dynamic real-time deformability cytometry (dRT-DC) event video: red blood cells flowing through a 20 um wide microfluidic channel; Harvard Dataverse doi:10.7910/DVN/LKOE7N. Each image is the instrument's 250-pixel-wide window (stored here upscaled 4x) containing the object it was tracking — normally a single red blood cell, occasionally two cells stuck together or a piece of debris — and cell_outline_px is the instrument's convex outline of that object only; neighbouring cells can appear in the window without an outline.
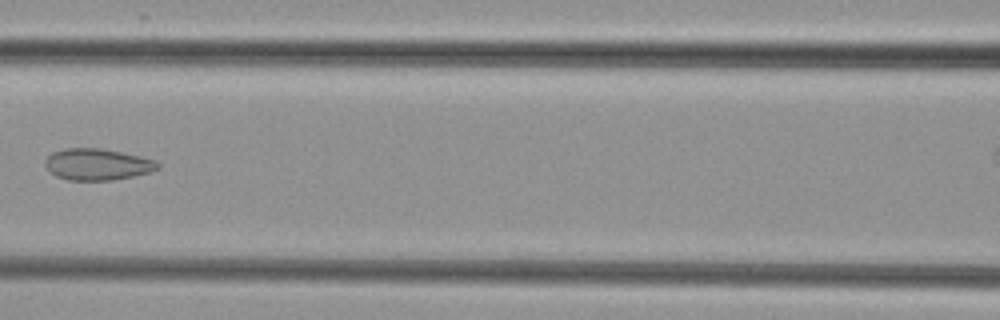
{"species": "common noctule bat (a hibernating species)", "species_latin": "Nyctalus noctula", "temperature_condition": "cold", "stored_images_in_passage": 5, "camera_frame_rate_fps": 3000, "um_per_image_px": 0.085, "animal": {"sex": "female", "body_mass_g": 29.2, "forearm_length_mm": 56.3}, "frame": {"image": 1, "passage_image": 4, "time_ms": 3.667, "image_size_px": [1000, 320], "cell_outline_px": [[160, 168], [152, 172], [112, 180], [68, 180], [56, 176], [48, 172], [44, 164], [44, 160], [52, 152], [64, 148], [100, 148], [140, 156], [156, 160], [160, 164]], "centroid_in_image_um": [8.26, 13.97], "position_along_channel_um": 158.3, "area_um2": 20.87}}
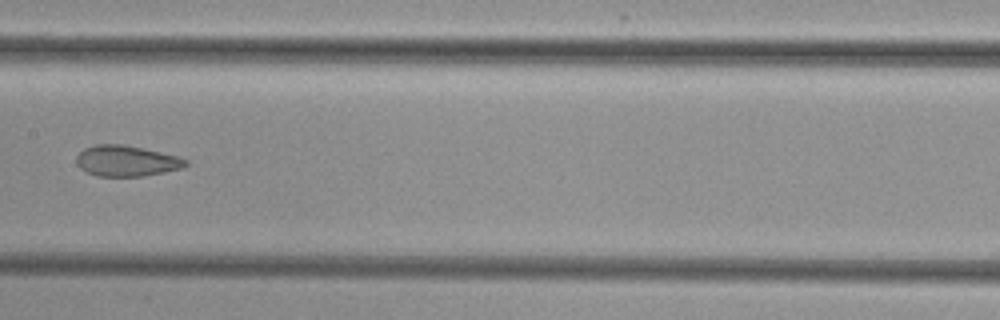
{"frame": {"image": 2, "passage_image": 5, "time_ms": 4.667, "image_size_px": [1000, 320], "cell_outline_px": [[188, 164], [184, 168], [164, 172], [140, 176], [96, 176], [80, 168], [76, 164], [76, 156], [84, 148], [96, 144], [120, 144], [144, 148], [180, 156], [188, 160]], "centroid_in_image_um": [10.77, 13.67], "position_along_channel_um": 196.6, "area_um2": 19.77}}